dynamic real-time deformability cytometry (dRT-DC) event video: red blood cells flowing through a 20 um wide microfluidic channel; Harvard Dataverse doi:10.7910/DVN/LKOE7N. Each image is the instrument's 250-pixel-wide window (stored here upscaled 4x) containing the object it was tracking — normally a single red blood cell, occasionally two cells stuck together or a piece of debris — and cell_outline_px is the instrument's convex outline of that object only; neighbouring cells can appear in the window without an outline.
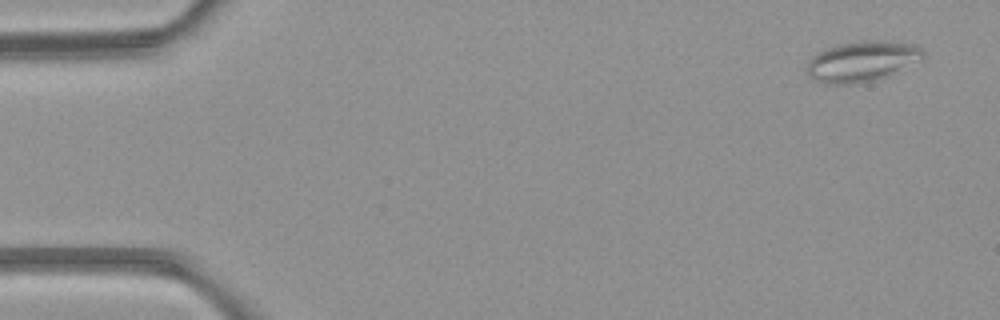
{"species": "common noctule bat (a hibernating species)", "species_latin": "Nyctalus noctula", "temperature_condition": "room temperature", "stored_images_in_passage": 4, "camera_frame_rate_fps": 3000, "um_per_image_px": 0.085, "animal": {"sex": "female", "body_mass_g": 21.9}, "frame": {"image": 1, "passage_image": 4, "time_ms": 3.667, "image_size_px": [1000, 320], "cell_outline_px": [[924, 60], [888, 76], [876, 80], [856, 84], [824, 84], [816, 80], [808, 72], [808, 60], [816, 52], [824, 48], [840, 44], [864, 40], [880, 40], [908, 44], [920, 48], [924, 52]], "centroid_in_image_um": [73.29, 5.22], "position_along_channel_um": 11.7, "area_um2": 27.57}}